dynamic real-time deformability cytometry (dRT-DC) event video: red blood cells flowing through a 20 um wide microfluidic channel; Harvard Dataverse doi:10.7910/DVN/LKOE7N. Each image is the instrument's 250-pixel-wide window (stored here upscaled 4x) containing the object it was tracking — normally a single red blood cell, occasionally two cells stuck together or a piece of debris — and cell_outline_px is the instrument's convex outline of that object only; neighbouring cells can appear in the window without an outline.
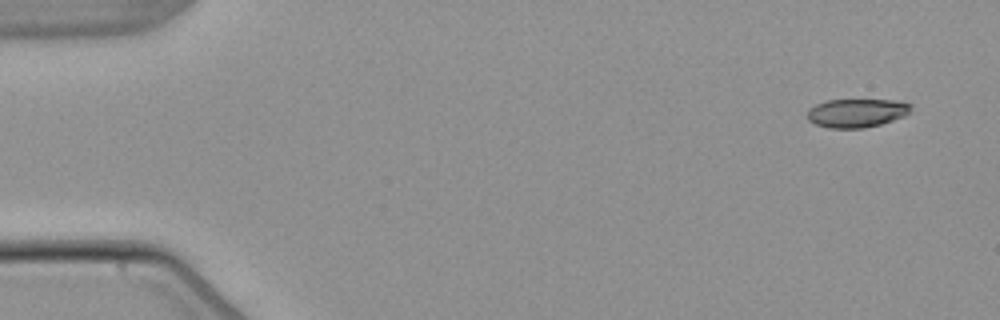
{"species": "common noctule bat (a hibernating species)", "species_latin": "Nyctalus noctula", "temperature_condition": "warm", "stored_images_in_passage": 5, "camera_frame_rate_fps": 3000, "um_per_image_px": 0.085, "animal": {"sex": "male", "body_mass_g": 21.5, "forearm_length_mm": 52.0}, "frame": {"image": 1, "passage_image": 1, "time_ms": 0.0, "image_size_px": [1000, 320], "cell_outline_px": [[912, 108], [904, 116], [880, 124], [864, 128], [828, 128], [816, 124], [808, 120], [804, 116], [808, 108], [816, 104], [828, 100], [892, 100], [912, 104]], "centroid_in_image_um": [72.76, 9.6], "position_along_channel_um": 12.2, "area_um2": 17.34}}
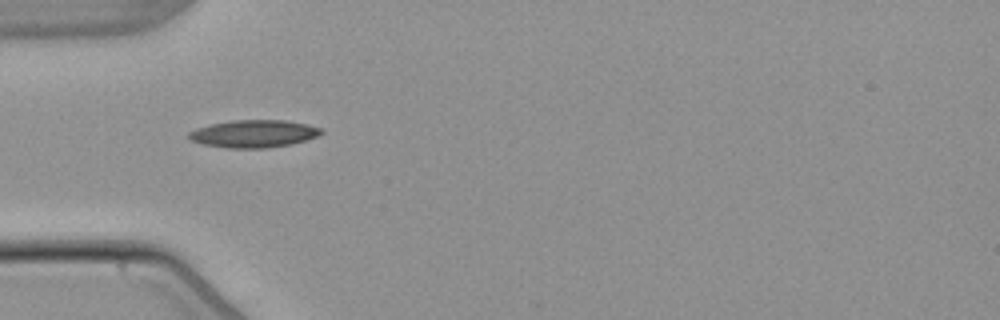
{"frame": {"image": 2, "passage_image": 4, "time_ms": 4.667, "image_size_px": [1000, 320], "cell_outline_px": [[324, 132], [316, 136], [292, 144], [264, 148], [228, 148], [204, 144], [192, 140], [188, 136], [188, 132], [196, 128], [212, 124], [232, 120], [288, 120], [308, 124], [320, 128]], "centroid_in_image_um": [21.58, 11.36], "position_along_channel_um": 63.4, "area_um2": 21.1}}